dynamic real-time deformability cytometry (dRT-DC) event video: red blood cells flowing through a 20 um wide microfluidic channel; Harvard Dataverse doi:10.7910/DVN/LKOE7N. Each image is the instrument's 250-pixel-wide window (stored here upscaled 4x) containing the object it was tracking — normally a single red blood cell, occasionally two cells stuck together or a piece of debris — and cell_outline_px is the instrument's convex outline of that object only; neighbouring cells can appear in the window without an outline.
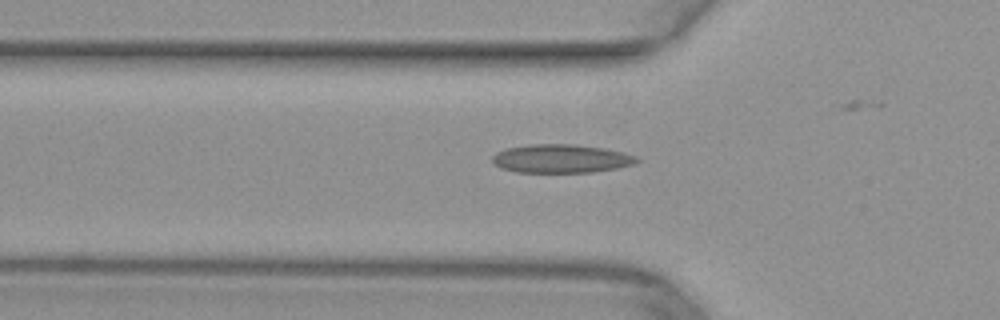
{"species": "common noctule bat (a hibernating species)", "species_latin": "Nyctalus noctula", "temperature_condition": "warm", "stored_images_in_passage": 27, "camera_frame_rate_fps": 3000, "um_per_image_px": 0.085, "animal": {"sex": "female", "body_mass_g": 29.2, "forearm_length_mm": 56.3}, "frame": {"image": 1, "passage_image": 5, "time_ms": 1.333, "image_size_px": [1000, 320], "cell_outline_px": [[640, 160], [636, 164], [616, 168], [592, 172], [516, 172], [500, 168], [492, 160], [492, 156], [496, 152], [504, 148], [528, 144], [576, 144], [604, 148], [624, 152], [636, 156]], "centroid_in_image_um": [47.69, 13.47], "position_along_channel_um": 78.1, "area_um2": 24.22}}
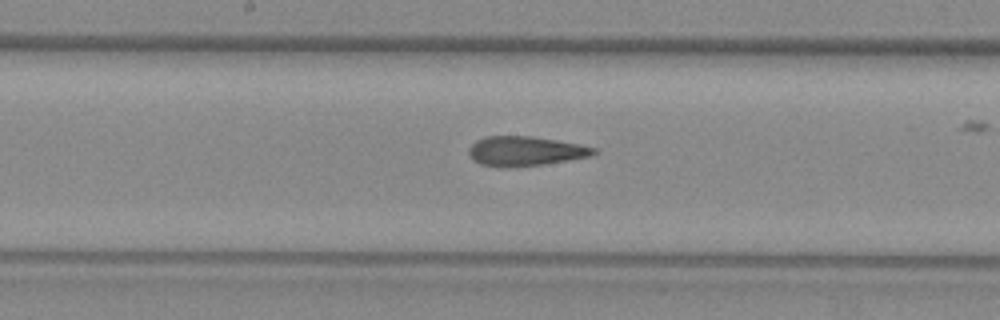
{"frame": {"image": 2, "passage_image": 14, "time_ms": 4.333, "image_size_px": [1000, 320], "cell_outline_px": [[596, 152], [588, 156], [568, 160], [544, 164], [508, 168], [504, 168], [480, 164], [472, 160], [468, 152], [468, 148], [476, 140], [484, 136], [532, 136], [580, 144], [596, 148]], "centroid_in_image_um": [44.58, 12.85], "position_along_channel_um": 203.6, "area_um2": 21.62}}
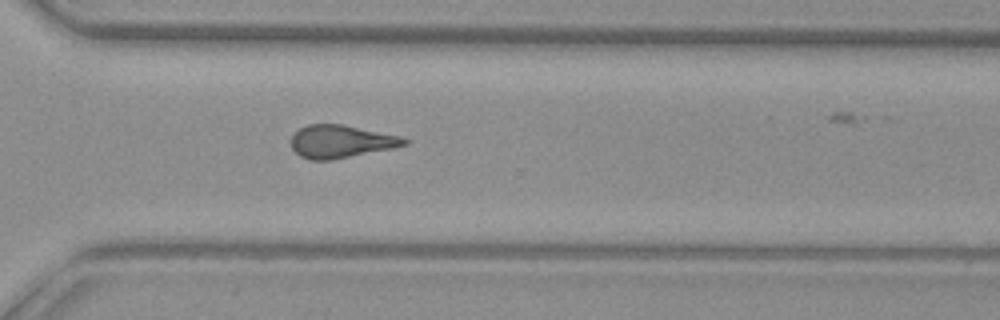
{"frame": {"image": 3, "passage_image": 24, "time_ms": 7.667, "image_size_px": [1000, 320], "cell_outline_px": [[408, 144], [392, 148], [332, 160], [308, 160], [300, 156], [292, 148], [292, 136], [300, 128], [308, 124], [340, 124], [400, 136], [408, 140]], "centroid_in_image_um": [28.96, 12.03], "position_along_channel_um": 341.6, "area_um2": 21.39}}